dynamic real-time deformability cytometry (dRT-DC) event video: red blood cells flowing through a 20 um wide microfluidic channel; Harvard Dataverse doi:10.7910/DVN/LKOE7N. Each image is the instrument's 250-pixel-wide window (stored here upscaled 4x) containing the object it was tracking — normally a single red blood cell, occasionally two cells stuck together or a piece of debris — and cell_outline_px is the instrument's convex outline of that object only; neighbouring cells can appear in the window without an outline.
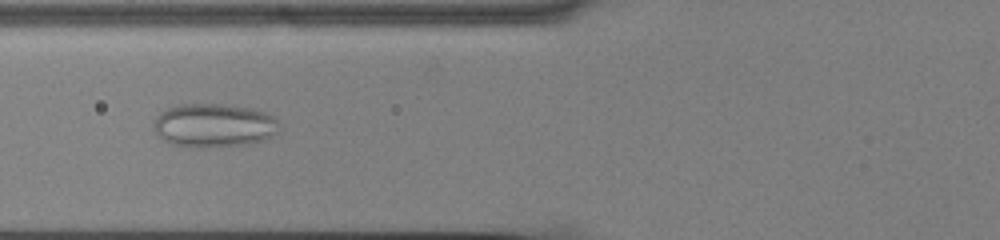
{"species": "common noctule bat (a hibernating species)", "species_latin": "Nyctalus noctula", "temperature_condition": "cold", "stored_images_in_passage": 56, "camera_frame_rate_fps": 3000, "um_per_image_px": 0.085, "animal": {"sex": "male", "body_mass_g": 13.0, "forearm_length_mm": 53.1}, "frame": {"image": 1, "passage_image": 24, "time_ms": 7.667, "image_size_px": [1000, 240], "cell_outline_px": [[276, 132], [272, 136], [264, 140], [252, 144], [200, 148], [192, 148], [172, 144], [164, 140], [152, 128], [156, 116], [160, 112], [168, 108], [180, 104], [224, 104], [256, 108], [268, 112], [276, 116]], "centroid_in_image_um": [18.19, 10.66], "position_along_channel_um": 107.6, "area_um2": 32.43}}
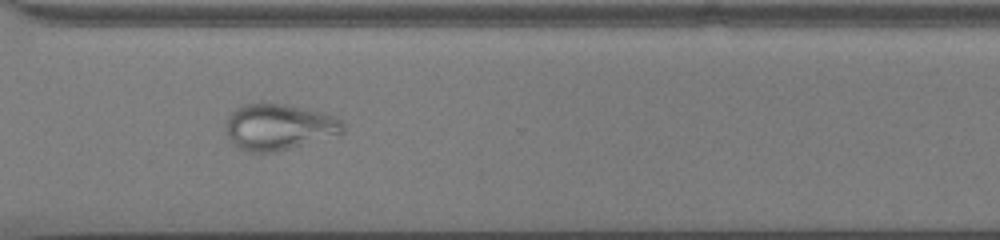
{"frame": {"image": 2, "passage_image": 42, "time_ms": 13.667, "image_size_px": [1000, 240], "cell_outline_px": [[344, 132], [288, 148], [272, 152], [248, 152], [240, 148], [224, 132], [224, 124], [228, 116], [236, 108], [244, 104], [260, 100], [284, 104], [324, 112], [336, 116], [344, 124]], "centroid_in_image_um": [23.64, 10.73], "position_along_channel_um": 347.0, "area_um2": 31.62}}
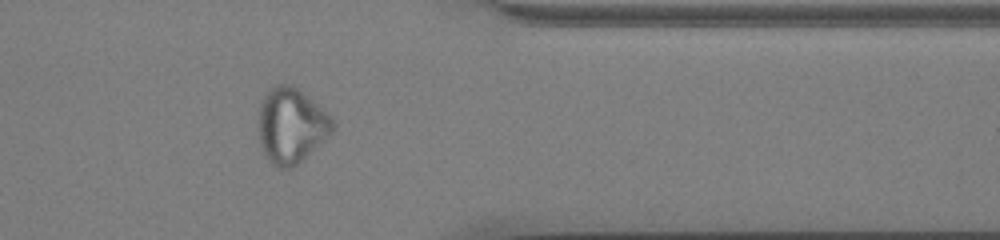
{"frame": {"image": 3, "passage_image": 46, "time_ms": 15.0, "image_size_px": [1000, 240], "cell_outline_px": [[336, 124], [332, 132], [296, 164], [288, 168], [280, 168], [272, 164], [264, 156], [260, 144], [260, 104], [264, 96], [276, 84], [292, 84], [332, 116]], "centroid_in_image_um": [24.76, 10.66], "position_along_channel_um": 386.6, "area_um2": 31.91}}